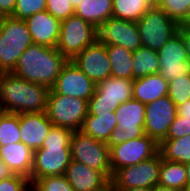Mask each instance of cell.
<instances>
[{
  "label": "cell",
  "instance_id": "49",
  "mask_svg": "<svg viewBox=\"0 0 190 191\" xmlns=\"http://www.w3.org/2000/svg\"><path fill=\"white\" fill-rule=\"evenodd\" d=\"M3 18L4 16L0 13V22L2 21Z\"/></svg>",
  "mask_w": 190,
  "mask_h": 191
},
{
  "label": "cell",
  "instance_id": "35",
  "mask_svg": "<svg viewBox=\"0 0 190 191\" xmlns=\"http://www.w3.org/2000/svg\"><path fill=\"white\" fill-rule=\"evenodd\" d=\"M46 11L59 21H63L74 15V8L70 0H47Z\"/></svg>",
  "mask_w": 190,
  "mask_h": 191
},
{
  "label": "cell",
  "instance_id": "37",
  "mask_svg": "<svg viewBox=\"0 0 190 191\" xmlns=\"http://www.w3.org/2000/svg\"><path fill=\"white\" fill-rule=\"evenodd\" d=\"M186 135H190V119L176 115L166 139H177Z\"/></svg>",
  "mask_w": 190,
  "mask_h": 191
},
{
  "label": "cell",
  "instance_id": "32",
  "mask_svg": "<svg viewBox=\"0 0 190 191\" xmlns=\"http://www.w3.org/2000/svg\"><path fill=\"white\" fill-rule=\"evenodd\" d=\"M33 191H75L64 175L45 176L31 184Z\"/></svg>",
  "mask_w": 190,
  "mask_h": 191
},
{
  "label": "cell",
  "instance_id": "11",
  "mask_svg": "<svg viewBox=\"0 0 190 191\" xmlns=\"http://www.w3.org/2000/svg\"><path fill=\"white\" fill-rule=\"evenodd\" d=\"M162 155L158 152L151 159L118 169L111 184L118 190L132 188H154L159 185Z\"/></svg>",
  "mask_w": 190,
  "mask_h": 191
},
{
  "label": "cell",
  "instance_id": "33",
  "mask_svg": "<svg viewBox=\"0 0 190 191\" xmlns=\"http://www.w3.org/2000/svg\"><path fill=\"white\" fill-rule=\"evenodd\" d=\"M168 84L167 95L176 106L190 99V74L174 79Z\"/></svg>",
  "mask_w": 190,
  "mask_h": 191
},
{
  "label": "cell",
  "instance_id": "40",
  "mask_svg": "<svg viewBox=\"0 0 190 191\" xmlns=\"http://www.w3.org/2000/svg\"><path fill=\"white\" fill-rule=\"evenodd\" d=\"M177 115L190 119V99L176 106Z\"/></svg>",
  "mask_w": 190,
  "mask_h": 191
},
{
  "label": "cell",
  "instance_id": "29",
  "mask_svg": "<svg viewBox=\"0 0 190 191\" xmlns=\"http://www.w3.org/2000/svg\"><path fill=\"white\" fill-rule=\"evenodd\" d=\"M159 152L165 160L182 164L190 162V135L177 139H165L159 145Z\"/></svg>",
  "mask_w": 190,
  "mask_h": 191
},
{
  "label": "cell",
  "instance_id": "36",
  "mask_svg": "<svg viewBox=\"0 0 190 191\" xmlns=\"http://www.w3.org/2000/svg\"><path fill=\"white\" fill-rule=\"evenodd\" d=\"M30 180L22 175L15 174L0 181V191H30Z\"/></svg>",
  "mask_w": 190,
  "mask_h": 191
},
{
  "label": "cell",
  "instance_id": "47",
  "mask_svg": "<svg viewBox=\"0 0 190 191\" xmlns=\"http://www.w3.org/2000/svg\"><path fill=\"white\" fill-rule=\"evenodd\" d=\"M102 191H119L111 183Z\"/></svg>",
  "mask_w": 190,
  "mask_h": 191
},
{
  "label": "cell",
  "instance_id": "16",
  "mask_svg": "<svg viewBox=\"0 0 190 191\" xmlns=\"http://www.w3.org/2000/svg\"><path fill=\"white\" fill-rule=\"evenodd\" d=\"M51 89L57 94L89 101L94 95L96 84L68 60Z\"/></svg>",
  "mask_w": 190,
  "mask_h": 191
},
{
  "label": "cell",
  "instance_id": "7",
  "mask_svg": "<svg viewBox=\"0 0 190 191\" xmlns=\"http://www.w3.org/2000/svg\"><path fill=\"white\" fill-rule=\"evenodd\" d=\"M71 160L103 172L110 180L112 178L109 146L95 140L82 131H74L71 138Z\"/></svg>",
  "mask_w": 190,
  "mask_h": 191
},
{
  "label": "cell",
  "instance_id": "2",
  "mask_svg": "<svg viewBox=\"0 0 190 191\" xmlns=\"http://www.w3.org/2000/svg\"><path fill=\"white\" fill-rule=\"evenodd\" d=\"M72 130L52 126L42 147L34 151L31 184L45 176L64 175L71 162Z\"/></svg>",
  "mask_w": 190,
  "mask_h": 191
},
{
  "label": "cell",
  "instance_id": "43",
  "mask_svg": "<svg viewBox=\"0 0 190 191\" xmlns=\"http://www.w3.org/2000/svg\"><path fill=\"white\" fill-rule=\"evenodd\" d=\"M186 168V176H187V185L188 190H190V162L184 164Z\"/></svg>",
  "mask_w": 190,
  "mask_h": 191
},
{
  "label": "cell",
  "instance_id": "18",
  "mask_svg": "<svg viewBox=\"0 0 190 191\" xmlns=\"http://www.w3.org/2000/svg\"><path fill=\"white\" fill-rule=\"evenodd\" d=\"M64 176L75 191H102L111 183L103 172L75 160H71Z\"/></svg>",
  "mask_w": 190,
  "mask_h": 191
},
{
  "label": "cell",
  "instance_id": "24",
  "mask_svg": "<svg viewBox=\"0 0 190 191\" xmlns=\"http://www.w3.org/2000/svg\"><path fill=\"white\" fill-rule=\"evenodd\" d=\"M74 15L95 25L113 17V0H81Z\"/></svg>",
  "mask_w": 190,
  "mask_h": 191
},
{
  "label": "cell",
  "instance_id": "25",
  "mask_svg": "<svg viewBox=\"0 0 190 191\" xmlns=\"http://www.w3.org/2000/svg\"><path fill=\"white\" fill-rule=\"evenodd\" d=\"M111 64V77L132 80L133 52L121 46H106Z\"/></svg>",
  "mask_w": 190,
  "mask_h": 191
},
{
  "label": "cell",
  "instance_id": "10",
  "mask_svg": "<svg viewBox=\"0 0 190 191\" xmlns=\"http://www.w3.org/2000/svg\"><path fill=\"white\" fill-rule=\"evenodd\" d=\"M93 41L106 46H121L131 52L142 46L136 22L114 17L93 25Z\"/></svg>",
  "mask_w": 190,
  "mask_h": 191
},
{
  "label": "cell",
  "instance_id": "42",
  "mask_svg": "<svg viewBox=\"0 0 190 191\" xmlns=\"http://www.w3.org/2000/svg\"><path fill=\"white\" fill-rule=\"evenodd\" d=\"M152 191H182V190L156 185L154 188H152Z\"/></svg>",
  "mask_w": 190,
  "mask_h": 191
},
{
  "label": "cell",
  "instance_id": "13",
  "mask_svg": "<svg viewBox=\"0 0 190 191\" xmlns=\"http://www.w3.org/2000/svg\"><path fill=\"white\" fill-rule=\"evenodd\" d=\"M109 151L113 175L118 169L151 159L159 152V145L145 134L120 145L111 146Z\"/></svg>",
  "mask_w": 190,
  "mask_h": 191
},
{
  "label": "cell",
  "instance_id": "26",
  "mask_svg": "<svg viewBox=\"0 0 190 191\" xmlns=\"http://www.w3.org/2000/svg\"><path fill=\"white\" fill-rule=\"evenodd\" d=\"M159 185L187 191L188 185L185 165L180 162L165 160L162 157Z\"/></svg>",
  "mask_w": 190,
  "mask_h": 191
},
{
  "label": "cell",
  "instance_id": "44",
  "mask_svg": "<svg viewBox=\"0 0 190 191\" xmlns=\"http://www.w3.org/2000/svg\"><path fill=\"white\" fill-rule=\"evenodd\" d=\"M119 191H152L151 188H132V189H123Z\"/></svg>",
  "mask_w": 190,
  "mask_h": 191
},
{
  "label": "cell",
  "instance_id": "8",
  "mask_svg": "<svg viewBox=\"0 0 190 191\" xmlns=\"http://www.w3.org/2000/svg\"><path fill=\"white\" fill-rule=\"evenodd\" d=\"M115 116L117 127L111 132L106 143L109 148L145 135V104L142 102L132 98L121 103L115 110Z\"/></svg>",
  "mask_w": 190,
  "mask_h": 191
},
{
  "label": "cell",
  "instance_id": "45",
  "mask_svg": "<svg viewBox=\"0 0 190 191\" xmlns=\"http://www.w3.org/2000/svg\"><path fill=\"white\" fill-rule=\"evenodd\" d=\"M182 25L190 28V9H189L188 15H187L185 21L182 23Z\"/></svg>",
  "mask_w": 190,
  "mask_h": 191
},
{
  "label": "cell",
  "instance_id": "9",
  "mask_svg": "<svg viewBox=\"0 0 190 191\" xmlns=\"http://www.w3.org/2000/svg\"><path fill=\"white\" fill-rule=\"evenodd\" d=\"M134 80L108 77L96 84L94 95L88 101V113L115 111L121 103L133 98Z\"/></svg>",
  "mask_w": 190,
  "mask_h": 191
},
{
  "label": "cell",
  "instance_id": "28",
  "mask_svg": "<svg viewBox=\"0 0 190 191\" xmlns=\"http://www.w3.org/2000/svg\"><path fill=\"white\" fill-rule=\"evenodd\" d=\"M159 57L156 50L141 46L133 52L132 80L158 73Z\"/></svg>",
  "mask_w": 190,
  "mask_h": 191
},
{
  "label": "cell",
  "instance_id": "46",
  "mask_svg": "<svg viewBox=\"0 0 190 191\" xmlns=\"http://www.w3.org/2000/svg\"><path fill=\"white\" fill-rule=\"evenodd\" d=\"M81 0H70V3L74 9L77 8V6L80 5Z\"/></svg>",
  "mask_w": 190,
  "mask_h": 191
},
{
  "label": "cell",
  "instance_id": "6",
  "mask_svg": "<svg viewBox=\"0 0 190 191\" xmlns=\"http://www.w3.org/2000/svg\"><path fill=\"white\" fill-rule=\"evenodd\" d=\"M141 44L158 51L178 32L179 24L155 5L136 22Z\"/></svg>",
  "mask_w": 190,
  "mask_h": 191
},
{
  "label": "cell",
  "instance_id": "17",
  "mask_svg": "<svg viewBox=\"0 0 190 191\" xmlns=\"http://www.w3.org/2000/svg\"><path fill=\"white\" fill-rule=\"evenodd\" d=\"M71 61L95 84L111 77V64L104 44L87 46Z\"/></svg>",
  "mask_w": 190,
  "mask_h": 191
},
{
  "label": "cell",
  "instance_id": "5",
  "mask_svg": "<svg viewBox=\"0 0 190 191\" xmlns=\"http://www.w3.org/2000/svg\"><path fill=\"white\" fill-rule=\"evenodd\" d=\"M88 101L55 93L50 89L46 114L53 126L81 129L88 114Z\"/></svg>",
  "mask_w": 190,
  "mask_h": 191
},
{
  "label": "cell",
  "instance_id": "15",
  "mask_svg": "<svg viewBox=\"0 0 190 191\" xmlns=\"http://www.w3.org/2000/svg\"><path fill=\"white\" fill-rule=\"evenodd\" d=\"M177 115L176 105L168 95L145 105V134L160 145L167 137Z\"/></svg>",
  "mask_w": 190,
  "mask_h": 191
},
{
  "label": "cell",
  "instance_id": "14",
  "mask_svg": "<svg viewBox=\"0 0 190 191\" xmlns=\"http://www.w3.org/2000/svg\"><path fill=\"white\" fill-rule=\"evenodd\" d=\"M160 69L159 74L169 83L190 74V60L187 56L183 39L179 32L172 36L157 51Z\"/></svg>",
  "mask_w": 190,
  "mask_h": 191
},
{
  "label": "cell",
  "instance_id": "27",
  "mask_svg": "<svg viewBox=\"0 0 190 191\" xmlns=\"http://www.w3.org/2000/svg\"><path fill=\"white\" fill-rule=\"evenodd\" d=\"M156 5V0H113V17L137 22Z\"/></svg>",
  "mask_w": 190,
  "mask_h": 191
},
{
  "label": "cell",
  "instance_id": "21",
  "mask_svg": "<svg viewBox=\"0 0 190 191\" xmlns=\"http://www.w3.org/2000/svg\"><path fill=\"white\" fill-rule=\"evenodd\" d=\"M34 151L22 142L0 146V160L6 163L15 174L27 177L33 168Z\"/></svg>",
  "mask_w": 190,
  "mask_h": 191
},
{
  "label": "cell",
  "instance_id": "22",
  "mask_svg": "<svg viewBox=\"0 0 190 191\" xmlns=\"http://www.w3.org/2000/svg\"><path fill=\"white\" fill-rule=\"evenodd\" d=\"M168 86V82L159 73L134 79L133 99L146 105L158 98L166 96Z\"/></svg>",
  "mask_w": 190,
  "mask_h": 191
},
{
  "label": "cell",
  "instance_id": "12",
  "mask_svg": "<svg viewBox=\"0 0 190 191\" xmlns=\"http://www.w3.org/2000/svg\"><path fill=\"white\" fill-rule=\"evenodd\" d=\"M93 43V25L91 23L76 15L61 21L56 49L67 60H72L83 49Z\"/></svg>",
  "mask_w": 190,
  "mask_h": 191
},
{
  "label": "cell",
  "instance_id": "4",
  "mask_svg": "<svg viewBox=\"0 0 190 191\" xmlns=\"http://www.w3.org/2000/svg\"><path fill=\"white\" fill-rule=\"evenodd\" d=\"M31 44L33 41L25 21L4 16L0 22V72L11 73Z\"/></svg>",
  "mask_w": 190,
  "mask_h": 191
},
{
  "label": "cell",
  "instance_id": "39",
  "mask_svg": "<svg viewBox=\"0 0 190 191\" xmlns=\"http://www.w3.org/2000/svg\"><path fill=\"white\" fill-rule=\"evenodd\" d=\"M178 32L180 33V35L183 39V42H184V45L186 48V52H187V56L189 57V60H190V28H188L182 24H179Z\"/></svg>",
  "mask_w": 190,
  "mask_h": 191
},
{
  "label": "cell",
  "instance_id": "1",
  "mask_svg": "<svg viewBox=\"0 0 190 191\" xmlns=\"http://www.w3.org/2000/svg\"><path fill=\"white\" fill-rule=\"evenodd\" d=\"M50 88L17 77L0 74V105L6 113L46 112Z\"/></svg>",
  "mask_w": 190,
  "mask_h": 191
},
{
  "label": "cell",
  "instance_id": "48",
  "mask_svg": "<svg viewBox=\"0 0 190 191\" xmlns=\"http://www.w3.org/2000/svg\"><path fill=\"white\" fill-rule=\"evenodd\" d=\"M5 113L3 107L0 105V118L2 117V115Z\"/></svg>",
  "mask_w": 190,
  "mask_h": 191
},
{
  "label": "cell",
  "instance_id": "3",
  "mask_svg": "<svg viewBox=\"0 0 190 191\" xmlns=\"http://www.w3.org/2000/svg\"><path fill=\"white\" fill-rule=\"evenodd\" d=\"M67 62L68 60L56 47L31 44L23 52L11 73L19 78L42 84L51 89Z\"/></svg>",
  "mask_w": 190,
  "mask_h": 191
},
{
  "label": "cell",
  "instance_id": "41",
  "mask_svg": "<svg viewBox=\"0 0 190 191\" xmlns=\"http://www.w3.org/2000/svg\"><path fill=\"white\" fill-rule=\"evenodd\" d=\"M14 175L15 173L13 170L6 163L0 160V181Z\"/></svg>",
  "mask_w": 190,
  "mask_h": 191
},
{
  "label": "cell",
  "instance_id": "20",
  "mask_svg": "<svg viewBox=\"0 0 190 191\" xmlns=\"http://www.w3.org/2000/svg\"><path fill=\"white\" fill-rule=\"evenodd\" d=\"M30 32L33 44H38L46 47H56L61 21L52 16L48 11L36 13L25 20Z\"/></svg>",
  "mask_w": 190,
  "mask_h": 191
},
{
  "label": "cell",
  "instance_id": "23",
  "mask_svg": "<svg viewBox=\"0 0 190 191\" xmlns=\"http://www.w3.org/2000/svg\"><path fill=\"white\" fill-rule=\"evenodd\" d=\"M115 111L107 113H88L80 129L86 135L98 141L107 143L111 132L116 129Z\"/></svg>",
  "mask_w": 190,
  "mask_h": 191
},
{
  "label": "cell",
  "instance_id": "31",
  "mask_svg": "<svg viewBox=\"0 0 190 191\" xmlns=\"http://www.w3.org/2000/svg\"><path fill=\"white\" fill-rule=\"evenodd\" d=\"M156 5L171 19L182 24L188 15L190 0H156Z\"/></svg>",
  "mask_w": 190,
  "mask_h": 191
},
{
  "label": "cell",
  "instance_id": "19",
  "mask_svg": "<svg viewBox=\"0 0 190 191\" xmlns=\"http://www.w3.org/2000/svg\"><path fill=\"white\" fill-rule=\"evenodd\" d=\"M21 142L31 150L36 151L48 135L53 123L46 112L19 114Z\"/></svg>",
  "mask_w": 190,
  "mask_h": 191
},
{
  "label": "cell",
  "instance_id": "30",
  "mask_svg": "<svg viewBox=\"0 0 190 191\" xmlns=\"http://www.w3.org/2000/svg\"><path fill=\"white\" fill-rule=\"evenodd\" d=\"M21 142L19 114L4 113L0 118V146Z\"/></svg>",
  "mask_w": 190,
  "mask_h": 191
},
{
  "label": "cell",
  "instance_id": "34",
  "mask_svg": "<svg viewBox=\"0 0 190 191\" xmlns=\"http://www.w3.org/2000/svg\"><path fill=\"white\" fill-rule=\"evenodd\" d=\"M47 0H16L15 10L11 17L25 20L36 13L46 10Z\"/></svg>",
  "mask_w": 190,
  "mask_h": 191
},
{
  "label": "cell",
  "instance_id": "38",
  "mask_svg": "<svg viewBox=\"0 0 190 191\" xmlns=\"http://www.w3.org/2000/svg\"><path fill=\"white\" fill-rule=\"evenodd\" d=\"M16 0H0V13L3 16H11L15 10Z\"/></svg>",
  "mask_w": 190,
  "mask_h": 191
}]
</instances>
